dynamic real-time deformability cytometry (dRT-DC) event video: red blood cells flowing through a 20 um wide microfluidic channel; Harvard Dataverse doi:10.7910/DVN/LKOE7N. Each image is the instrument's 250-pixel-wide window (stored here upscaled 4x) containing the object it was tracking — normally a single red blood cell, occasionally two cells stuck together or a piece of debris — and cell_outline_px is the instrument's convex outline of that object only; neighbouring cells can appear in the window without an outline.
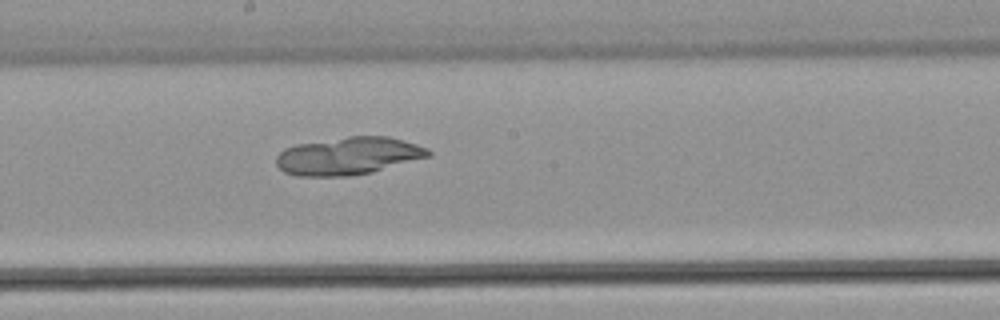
{"species": "common noctule bat (a hibernating species)", "species_latin": "Nyctalus noctula", "temperature_condition": "warm", "stored_images_in_passage": 53, "camera_frame_rate_fps": 3000, "um_per_image_px": 0.085, "animal": {"sex": "male", "body_mass_g": 21.5, "forearm_length_mm": 52.0}, "frame": {"image": 1, "passage_image": 29, "time_ms": 9.333, "image_size_px": [1000, 320], "cell_outline_px": [[432, 156], [372, 172], [348, 176], [296, 176], [284, 172], [276, 164], [276, 156], [284, 148], [296, 144], [348, 136], [388, 136], [416, 144], [428, 148], [432, 152]], "centroid_in_image_um": [29.61, 13.25], "position_along_channel_um": 218.6, "area_um2": 33.52}}
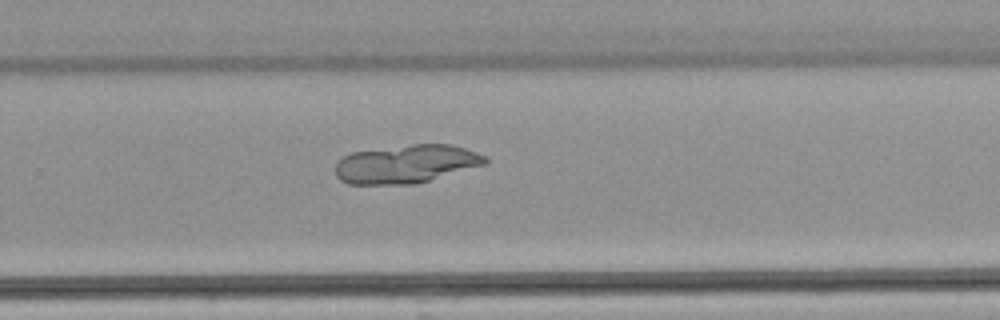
{"frame": {"image": 2, "passage_image": 35, "time_ms": 11.333, "image_size_px": [1000, 320], "cell_outline_px": [[488, 164], [416, 184], [348, 184], [340, 180], [336, 176], [336, 164], [344, 156], [352, 152], [412, 144], [452, 144], [476, 152], [484, 156], [488, 160]], "centroid_in_image_um": [34.55, 13.94], "position_along_channel_um": 295.2, "area_um2": 33.52}}
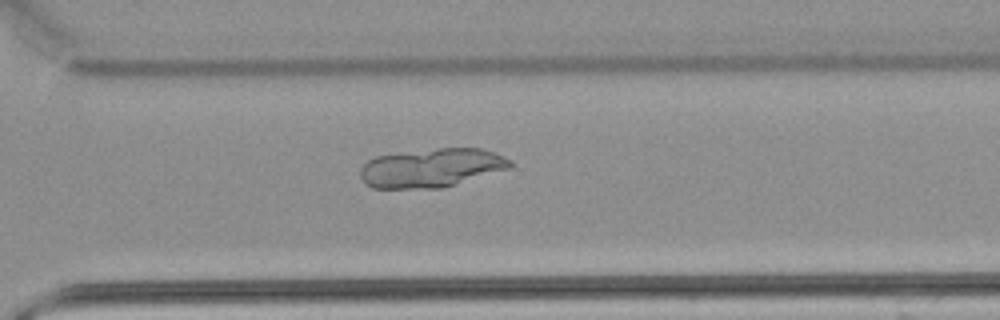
{"frame": {"image": 3, "passage_image": 38, "time_ms": 12.333, "image_size_px": [1000, 320], "cell_outline_px": [[512, 168], [444, 188], [372, 188], [364, 184], [360, 176], [360, 168], [368, 160], [376, 156], [436, 148], [480, 148], [492, 152], [512, 160]], "centroid_in_image_um": [36.68, 14.28], "position_along_channel_um": 333.9, "area_um2": 34.1}}